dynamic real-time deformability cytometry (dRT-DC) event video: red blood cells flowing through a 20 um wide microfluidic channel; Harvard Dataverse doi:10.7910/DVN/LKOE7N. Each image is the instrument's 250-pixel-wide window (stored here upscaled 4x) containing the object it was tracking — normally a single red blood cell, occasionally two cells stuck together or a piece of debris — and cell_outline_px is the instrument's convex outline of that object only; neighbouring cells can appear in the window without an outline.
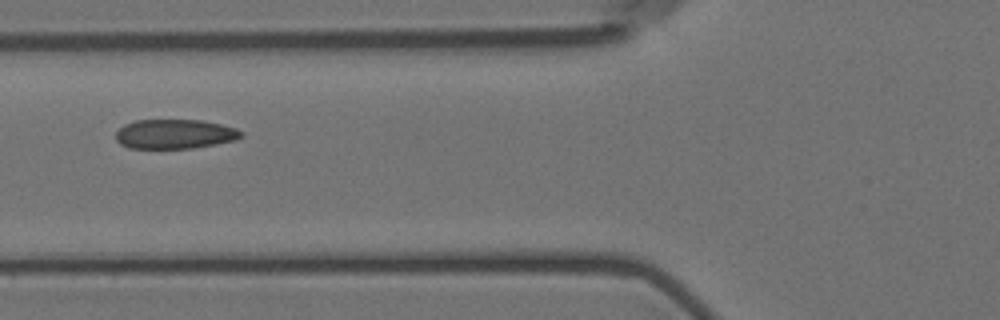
{"species": "Egyptian fruit bat (a non-hibernating species)", "species_latin": "Rousettus aegyptiacus", "temperature_condition": "room temperature", "stored_images_in_passage": 8, "camera_frame_rate_fps": 3000, "um_per_image_px": 0.085, "animal": {"sex": "female"}, "frame": {"image": 1, "passage_image": 5, "time_ms": 4.667, "image_size_px": [1000, 320], "cell_outline_px": [[244, 136], [236, 140], [216, 144], [192, 148], [128, 148], [120, 144], [116, 140], [116, 132], [124, 124], [136, 120], [200, 120], [220, 124], [236, 128], [244, 132]], "centroid_in_image_um": [14.87, 11.39], "position_along_channel_um": 110.9, "area_um2": 21.62}}
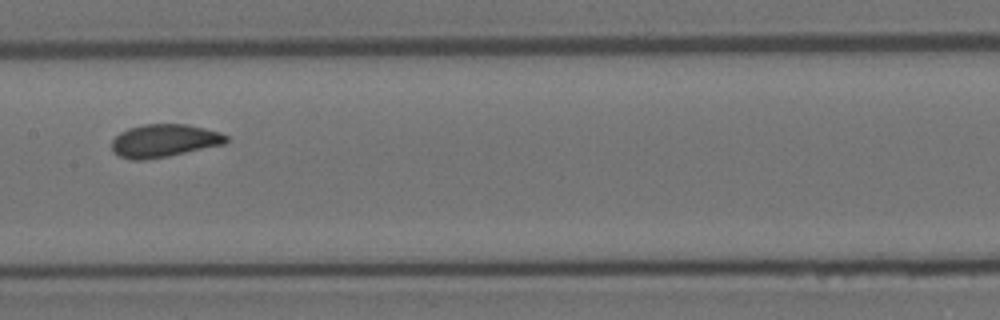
{"frame": {"image": 2, "passage_image": 7, "time_ms": 7.0, "image_size_px": [1000, 320], "cell_outline_px": [[228, 140], [224, 144], [168, 156], [144, 160], [128, 160], [112, 152], [112, 140], [120, 132], [128, 128], [144, 124], [184, 124], [204, 128], [220, 132], [228, 136]], "centroid_in_image_um": [13.92, 11.96], "position_along_channel_um": 193.5, "area_um2": 21.96}}
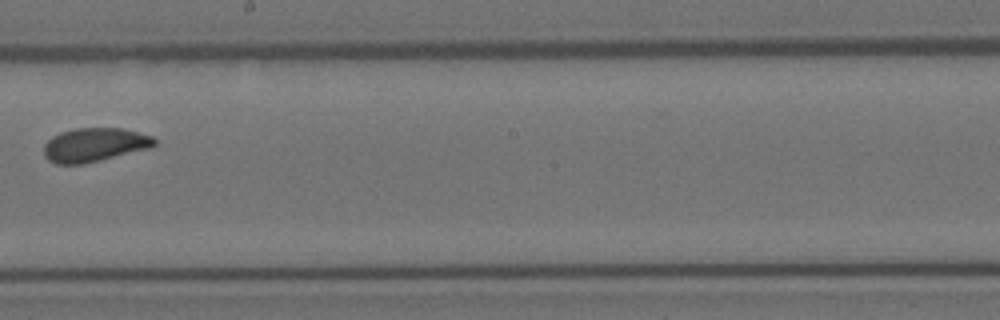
{"frame": {"image": 3, "passage_image": 8, "time_ms": 8.333, "image_size_px": [1000, 320], "cell_outline_px": [[156, 144], [152, 148], [84, 164], [56, 164], [48, 160], [44, 156], [44, 144], [52, 136], [60, 132], [76, 128], [124, 128], [152, 136], [156, 140]], "centroid_in_image_um": [8.04, 12.31], "position_along_channel_um": 240.2, "area_um2": 22.02}}